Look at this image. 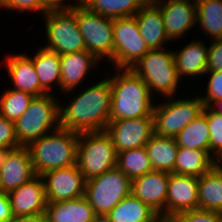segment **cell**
<instances>
[{"mask_svg": "<svg viewBox=\"0 0 222 222\" xmlns=\"http://www.w3.org/2000/svg\"><path fill=\"white\" fill-rule=\"evenodd\" d=\"M209 107H210L213 111H216V112L222 114V99H219V100H217V101H214Z\"/></svg>", "mask_w": 222, "mask_h": 222, "instance_id": "44", "label": "cell"}, {"mask_svg": "<svg viewBox=\"0 0 222 222\" xmlns=\"http://www.w3.org/2000/svg\"><path fill=\"white\" fill-rule=\"evenodd\" d=\"M195 97V98H194ZM174 99L154 104V134L160 137H176L189 123L199 117L204 109L200 96ZM173 98V99H172Z\"/></svg>", "mask_w": 222, "mask_h": 222, "instance_id": "8", "label": "cell"}, {"mask_svg": "<svg viewBox=\"0 0 222 222\" xmlns=\"http://www.w3.org/2000/svg\"><path fill=\"white\" fill-rule=\"evenodd\" d=\"M115 69H131L149 51L135 16L113 19Z\"/></svg>", "mask_w": 222, "mask_h": 222, "instance_id": "11", "label": "cell"}, {"mask_svg": "<svg viewBox=\"0 0 222 222\" xmlns=\"http://www.w3.org/2000/svg\"><path fill=\"white\" fill-rule=\"evenodd\" d=\"M147 2H154L155 0H146Z\"/></svg>", "mask_w": 222, "mask_h": 222, "instance_id": "48", "label": "cell"}, {"mask_svg": "<svg viewBox=\"0 0 222 222\" xmlns=\"http://www.w3.org/2000/svg\"><path fill=\"white\" fill-rule=\"evenodd\" d=\"M111 86L110 121L153 116V96L148 85L132 69H115ZM118 73V74H117Z\"/></svg>", "mask_w": 222, "mask_h": 222, "instance_id": "2", "label": "cell"}, {"mask_svg": "<svg viewBox=\"0 0 222 222\" xmlns=\"http://www.w3.org/2000/svg\"><path fill=\"white\" fill-rule=\"evenodd\" d=\"M40 48H37L38 51L36 52L32 60L40 81L41 95L51 94V90H53L52 85L54 84L59 86L58 88H60V91V55L46 48Z\"/></svg>", "mask_w": 222, "mask_h": 222, "instance_id": "24", "label": "cell"}, {"mask_svg": "<svg viewBox=\"0 0 222 222\" xmlns=\"http://www.w3.org/2000/svg\"><path fill=\"white\" fill-rule=\"evenodd\" d=\"M53 94L34 96L27 110L14 123L15 136L20 146H28L60 127V101Z\"/></svg>", "mask_w": 222, "mask_h": 222, "instance_id": "4", "label": "cell"}, {"mask_svg": "<svg viewBox=\"0 0 222 222\" xmlns=\"http://www.w3.org/2000/svg\"><path fill=\"white\" fill-rule=\"evenodd\" d=\"M178 147L206 150L210 153V130L207 117L202 113L175 137Z\"/></svg>", "mask_w": 222, "mask_h": 222, "instance_id": "31", "label": "cell"}, {"mask_svg": "<svg viewBox=\"0 0 222 222\" xmlns=\"http://www.w3.org/2000/svg\"><path fill=\"white\" fill-rule=\"evenodd\" d=\"M111 222H158L159 215L132 193L124 197L109 213Z\"/></svg>", "mask_w": 222, "mask_h": 222, "instance_id": "27", "label": "cell"}, {"mask_svg": "<svg viewBox=\"0 0 222 222\" xmlns=\"http://www.w3.org/2000/svg\"><path fill=\"white\" fill-rule=\"evenodd\" d=\"M8 222H47L45 214L33 216H13Z\"/></svg>", "mask_w": 222, "mask_h": 222, "instance_id": "42", "label": "cell"}, {"mask_svg": "<svg viewBox=\"0 0 222 222\" xmlns=\"http://www.w3.org/2000/svg\"><path fill=\"white\" fill-rule=\"evenodd\" d=\"M197 24L211 40L222 39V0H196Z\"/></svg>", "mask_w": 222, "mask_h": 222, "instance_id": "30", "label": "cell"}, {"mask_svg": "<svg viewBox=\"0 0 222 222\" xmlns=\"http://www.w3.org/2000/svg\"><path fill=\"white\" fill-rule=\"evenodd\" d=\"M163 16L165 32L170 41L179 40L197 25L196 0H155Z\"/></svg>", "mask_w": 222, "mask_h": 222, "instance_id": "15", "label": "cell"}, {"mask_svg": "<svg viewBox=\"0 0 222 222\" xmlns=\"http://www.w3.org/2000/svg\"><path fill=\"white\" fill-rule=\"evenodd\" d=\"M41 177L44 181L47 203L85 196L86 180L77 164L48 171Z\"/></svg>", "mask_w": 222, "mask_h": 222, "instance_id": "13", "label": "cell"}, {"mask_svg": "<svg viewBox=\"0 0 222 222\" xmlns=\"http://www.w3.org/2000/svg\"><path fill=\"white\" fill-rule=\"evenodd\" d=\"M96 213L85 196L80 198L47 203V222H90Z\"/></svg>", "mask_w": 222, "mask_h": 222, "instance_id": "23", "label": "cell"}, {"mask_svg": "<svg viewBox=\"0 0 222 222\" xmlns=\"http://www.w3.org/2000/svg\"><path fill=\"white\" fill-rule=\"evenodd\" d=\"M207 46L204 41L192 40L179 51H174L175 65L180 80L184 77H198L206 73L209 50Z\"/></svg>", "mask_w": 222, "mask_h": 222, "instance_id": "22", "label": "cell"}, {"mask_svg": "<svg viewBox=\"0 0 222 222\" xmlns=\"http://www.w3.org/2000/svg\"><path fill=\"white\" fill-rule=\"evenodd\" d=\"M43 18L47 44L43 48L59 55L86 50L76 19V3L69 9L48 10Z\"/></svg>", "mask_w": 222, "mask_h": 222, "instance_id": "7", "label": "cell"}, {"mask_svg": "<svg viewBox=\"0 0 222 222\" xmlns=\"http://www.w3.org/2000/svg\"><path fill=\"white\" fill-rule=\"evenodd\" d=\"M199 208L222 213V167L215 165L209 172L199 177Z\"/></svg>", "mask_w": 222, "mask_h": 222, "instance_id": "28", "label": "cell"}, {"mask_svg": "<svg viewBox=\"0 0 222 222\" xmlns=\"http://www.w3.org/2000/svg\"><path fill=\"white\" fill-rule=\"evenodd\" d=\"M33 98L32 94L11 87L0 96V114L15 123L27 110Z\"/></svg>", "mask_w": 222, "mask_h": 222, "instance_id": "33", "label": "cell"}, {"mask_svg": "<svg viewBox=\"0 0 222 222\" xmlns=\"http://www.w3.org/2000/svg\"><path fill=\"white\" fill-rule=\"evenodd\" d=\"M105 78L74 96L67 105L60 102L61 128L78 133L106 130L110 121L111 86Z\"/></svg>", "mask_w": 222, "mask_h": 222, "instance_id": "1", "label": "cell"}, {"mask_svg": "<svg viewBox=\"0 0 222 222\" xmlns=\"http://www.w3.org/2000/svg\"><path fill=\"white\" fill-rule=\"evenodd\" d=\"M13 217L8 193H0V222H8Z\"/></svg>", "mask_w": 222, "mask_h": 222, "instance_id": "40", "label": "cell"}, {"mask_svg": "<svg viewBox=\"0 0 222 222\" xmlns=\"http://www.w3.org/2000/svg\"><path fill=\"white\" fill-rule=\"evenodd\" d=\"M5 65L14 86L12 89L41 96V85L37 76L32 56L26 54H9Z\"/></svg>", "mask_w": 222, "mask_h": 222, "instance_id": "21", "label": "cell"}, {"mask_svg": "<svg viewBox=\"0 0 222 222\" xmlns=\"http://www.w3.org/2000/svg\"><path fill=\"white\" fill-rule=\"evenodd\" d=\"M98 64L99 60L86 50L60 55L61 92H64L65 96L73 93L72 91L85 81L84 78L90 69L97 67Z\"/></svg>", "mask_w": 222, "mask_h": 222, "instance_id": "19", "label": "cell"}, {"mask_svg": "<svg viewBox=\"0 0 222 222\" xmlns=\"http://www.w3.org/2000/svg\"><path fill=\"white\" fill-rule=\"evenodd\" d=\"M215 165L216 160L208 151L179 147L173 173L201 177Z\"/></svg>", "mask_w": 222, "mask_h": 222, "instance_id": "25", "label": "cell"}, {"mask_svg": "<svg viewBox=\"0 0 222 222\" xmlns=\"http://www.w3.org/2000/svg\"><path fill=\"white\" fill-rule=\"evenodd\" d=\"M139 31L149 50L166 48L168 39L160 8L154 2H147L135 15Z\"/></svg>", "mask_w": 222, "mask_h": 222, "instance_id": "20", "label": "cell"}, {"mask_svg": "<svg viewBox=\"0 0 222 222\" xmlns=\"http://www.w3.org/2000/svg\"><path fill=\"white\" fill-rule=\"evenodd\" d=\"M20 147L15 136L14 122L0 114V152Z\"/></svg>", "mask_w": 222, "mask_h": 222, "instance_id": "37", "label": "cell"}, {"mask_svg": "<svg viewBox=\"0 0 222 222\" xmlns=\"http://www.w3.org/2000/svg\"><path fill=\"white\" fill-rule=\"evenodd\" d=\"M2 192V182H1V175H0V193Z\"/></svg>", "mask_w": 222, "mask_h": 222, "instance_id": "46", "label": "cell"}, {"mask_svg": "<svg viewBox=\"0 0 222 222\" xmlns=\"http://www.w3.org/2000/svg\"><path fill=\"white\" fill-rule=\"evenodd\" d=\"M158 222H172L171 220H162L160 219Z\"/></svg>", "mask_w": 222, "mask_h": 222, "instance_id": "47", "label": "cell"}, {"mask_svg": "<svg viewBox=\"0 0 222 222\" xmlns=\"http://www.w3.org/2000/svg\"><path fill=\"white\" fill-rule=\"evenodd\" d=\"M79 133L59 127L58 129L32 141L30 151L36 175L76 164Z\"/></svg>", "mask_w": 222, "mask_h": 222, "instance_id": "3", "label": "cell"}, {"mask_svg": "<svg viewBox=\"0 0 222 222\" xmlns=\"http://www.w3.org/2000/svg\"><path fill=\"white\" fill-rule=\"evenodd\" d=\"M148 85L153 96L157 94L166 97H175L180 78L174 60V50L166 48L149 50L131 68Z\"/></svg>", "mask_w": 222, "mask_h": 222, "instance_id": "5", "label": "cell"}, {"mask_svg": "<svg viewBox=\"0 0 222 222\" xmlns=\"http://www.w3.org/2000/svg\"><path fill=\"white\" fill-rule=\"evenodd\" d=\"M2 192L9 193L36 176L27 146L0 152Z\"/></svg>", "mask_w": 222, "mask_h": 222, "instance_id": "14", "label": "cell"}, {"mask_svg": "<svg viewBox=\"0 0 222 222\" xmlns=\"http://www.w3.org/2000/svg\"><path fill=\"white\" fill-rule=\"evenodd\" d=\"M76 19L83 36L86 51L99 61L104 58L112 63L114 48L113 19L89 11L80 2L76 3Z\"/></svg>", "mask_w": 222, "mask_h": 222, "instance_id": "10", "label": "cell"}, {"mask_svg": "<svg viewBox=\"0 0 222 222\" xmlns=\"http://www.w3.org/2000/svg\"><path fill=\"white\" fill-rule=\"evenodd\" d=\"M169 172L153 170L132 180L131 193L166 220Z\"/></svg>", "mask_w": 222, "mask_h": 222, "instance_id": "16", "label": "cell"}, {"mask_svg": "<svg viewBox=\"0 0 222 222\" xmlns=\"http://www.w3.org/2000/svg\"><path fill=\"white\" fill-rule=\"evenodd\" d=\"M209 44L207 71H222V39L211 40Z\"/></svg>", "mask_w": 222, "mask_h": 222, "instance_id": "39", "label": "cell"}, {"mask_svg": "<svg viewBox=\"0 0 222 222\" xmlns=\"http://www.w3.org/2000/svg\"><path fill=\"white\" fill-rule=\"evenodd\" d=\"M208 84L205 89V96H200L204 106H210L214 101L222 99V71H206ZM207 90V91H206Z\"/></svg>", "mask_w": 222, "mask_h": 222, "instance_id": "36", "label": "cell"}, {"mask_svg": "<svg viewBox=\"0 0 222 222\" xmlns=\"http://www.w3.org/2000/svg\"><path fill=\"white\" fill-rule=\"evenodd\" d=\"M202 113L207 117L210 130V155L217 160L222 155V114L209 106H204Z\"/></svg>", "mask_w": 222, "mask_h": 222, "instance_id": "34", "label": "cell"}, {"mask_svg": "<svg viewBox=\"0 0 222 222\" xmlns=\"http://www.w3.org/2000/svg\"><path fill=\"white\" fill-rule=\"evenodd\" d=\"M222 155L216 160V165L221 166L222 167Z\"/></svg>", "mask_w": 222, "mask_h": 222, "instance_id": "45", "label": "cell"}, {"mask_svg": "<svg viewBox=\"0 0 222 222\" xmlns=\"http://www.w3.org/2000/svg\"><path fill=\"white\" fill-rule=\"evenodd\" d=\"M106 132L117 153L144 147L154 134L153 116L109 121Z\"/></svg>", "mask_w": 222, "mask_h": 222, "instance_id": "12", "label": "cell"}, {"mask_svg": "<svg viewBox=\"0 0 222 222\" xmlns=\"http://www.w3.org/2000/svg\"><path fill=\"white\" fill-rule=\"evenodd\" d=\"M89 11L112 19L134 16L146 0H79Z\"/></svg>", "mask_w": 222, "mask_h": 222, "instance_id": "29", "label": "cell"}, {"mask_svg": "<svg viewBox=\"0 0 222 222\" xmlns=\"http://www.w3.org/2000/svg\"><path fill=\"white\" fill-rule=\"evenodd\" d=\"M199 177L170 173L167 199L166 220L179 213L194 210L198 206Z\"/></svg>", "mask_w": 222, "mask_h": 222, "instance_id": "17", "label": "cell"}, {"mask_svg": "<svg viewBox=\"0 0 222 222\" xmlns=\"http://www.w3.org/2000/svg\"><path fill=\"white\" fill-rule=\"evenodd\" d=\"M153 170L174 172L178 145L174 137L153 134L145 145Z\"/></svg>", "mask_w": 222, "mask_h": 222, "instance_id": "26", "label": "cell"}, {"mask_svg": "<svg viewBox=\"0 0 222 222\" xmlns=\"http://www.w3.org/2000/svg\"><path fill=\"white\" fill-rule=\"evenodd\" d=\"M170 220L172 222H222V213L197 208L179 213Z\"/></svg>", "mask_w": 222, "mask_h": 222, "instance_id": "35", "label": "cell"}, {"mask_svg": "<svg viewBox=\"0 0 222 222\" xmlns=\"http://www.w3.org/2000/svg\"><path fill=\"white\" fill-rule=\"evenodd\" d=\"M42 5L47 9V10H58V9H69L75 4H68L64 3L65 0H41ZM73 1V0H72ZM76 3L79 2V0H74ZM68 4V5H67Z\"/></svg>", "mask_w": 222, "mask_h": 222, "instance_id": "41", "label": "cell"}, {"mask_svg": "<svg viewBox=\"0 0 222 222\" xmlns=\"http://www.w3.org/2000/svg\"><path fill=\"white\" fill-rule=\"evenodd\" d=\"M76 164L86 181L116 168L117 152L106 130L79 133Z\"/></svg>", "mask_w": 222, "mask_h": 222, "instance_id": "6", "label": "cell"}, {"mask_svg": "<svg viewBox=\"0 0 222 222\" xmlns=\"http://www.w3.org/2000/svg\"><path fill=\"white\" fill-rule=\"evenodd\" d=\"M90 222H111L108 214H96Z\"/></svg>", "mask_w": 222, "mask_h": 222, "instance_id": "43", "label": "cell"}, {"mask_svg": "<svg viewBox=\"0 0 222 222\" xmlns=\"http://www.w3.org/2000/svg\"><path fill=\"white\" fill-rule=\"evenodd\" d=\"M116 167L131 180L153 171L145 146L117 153Z\"/></svg>", "mask_w": 222, "mask_h": 222, "instance_id": "32", "label": "cell"}, {"mask_svg": "<svg viewBox=\"0 0 222 222\" xmlns=\"http://www.w3.org/2000/svg\"><path fill=\"white\" fill-rule=\"evenodd\" d=\"M8 196L13 216L45 214L47 199L44 181L39 175L9 192Z\"/></svg>", "mask_w": 222, "mask_h": 222, "instance_id": "18", "label": "cell"}, {"mask_svg": "<svg viewBox=\"0 0 222 222\" xmlns=\"http://www.w3.org/2000/svg\"><path fill=\"white\" fill-rule=\"evenodd\" d=\"M6 11H37L41 14H45L48 10L42 5L41 0H4L0 5V9Z\"/></svg>", "mask_w": 222, "mask_h": 222, "instance_id": "38", "label": "cell"}, {"mask_svg": "<svg viewBox=\"0 0 222 222\" xmlns=\"http://www.w3.org/2000/svg\"><path fill=\"white\" fill-rule=\"evenodd\" d=\"M131 188L132 180L116 167L87 180L85 197L96 214H108Z\"/></svg>", "mask_w": 222, "mask_h": 222, "instance_id": "9", "label": "cell"}]
</instances>
